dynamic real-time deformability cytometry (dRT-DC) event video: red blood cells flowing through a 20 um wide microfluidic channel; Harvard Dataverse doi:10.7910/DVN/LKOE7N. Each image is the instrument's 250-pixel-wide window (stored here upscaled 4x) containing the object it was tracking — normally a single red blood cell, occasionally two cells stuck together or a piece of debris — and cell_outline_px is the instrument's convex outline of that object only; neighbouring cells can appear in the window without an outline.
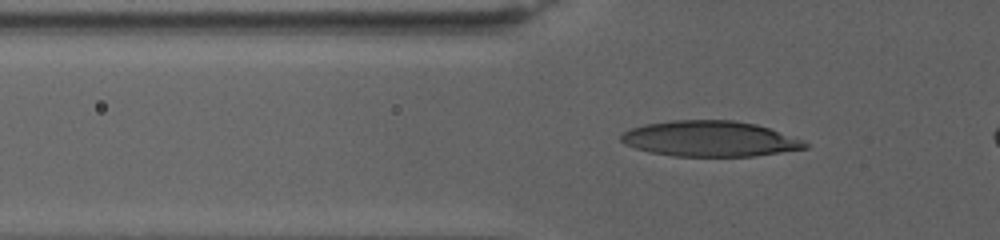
{"species": "human", "species_latin": "Homo sapiens", "temperature_condition": "warm", "stored_images_in_passage": 63, "camera_frame_rate_fps": 3000, "um_per_image_px": 0.085, "donor": {"sex": "female"}, "frame": {"image": 1, "passage_image": 18, "time_ms": 5.667, "image_size_px": [1000, 240], "cell_outline_px": [[812, 144], [808, 148], [756, 156], [672, 156], [648, 152], [624, 144], [620, 140], [620, 136], [624, 132], [632, 128], [644, 124], [672, 120], [736, 120], [756, 124], [804, 140]], "centroid_in_image_um": [60.36, 11.8], "position_along_channel_um": 65.4, "area_um2": 38.38}}
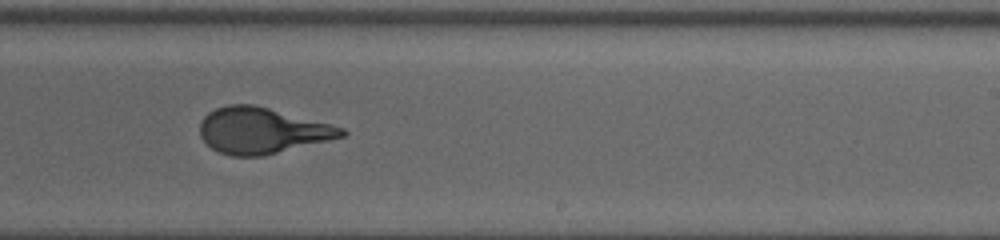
{"frame": {"image": 2, "passage_image": 41, "time_ms": 13.333, "image_size_px": [1000, 240], "cell_outline_px": [[348, 132], [344, 136], [328, 140], [260, 156], [232, 156], [220, 152], [212, 148], [200, 136], [200, 120], [208, 112], [216, 108], [228, 104], [252, 104], [268, 108], [344, 128]], "centroid_in_image_um": [22.21, 11.09], "position_along_channel_um": 266.8, "area_um2": 37.34}}
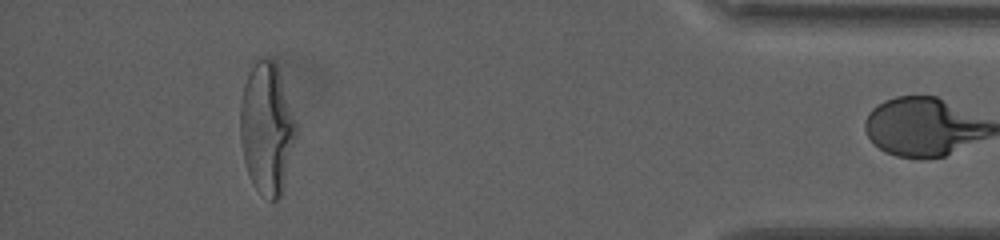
{"frame": {"image": 3, "passage_image": 62, "time_ms": 20.333, "image_size_px": [1000, 240], "cell_outline_px": [[296, 140], [284, 188], [280, 200], [268, 200], [256, 188], [248, 172], [244, 160], [240, 140], [240, 104], [244, 84], [252, 68], [264, 56], [272, 60], [276, 64], [296, 124]], "centroid_in_image_um": [22.68, 10.99], "position_along_channel_um": 412.5, "area_um2": 42.31}}